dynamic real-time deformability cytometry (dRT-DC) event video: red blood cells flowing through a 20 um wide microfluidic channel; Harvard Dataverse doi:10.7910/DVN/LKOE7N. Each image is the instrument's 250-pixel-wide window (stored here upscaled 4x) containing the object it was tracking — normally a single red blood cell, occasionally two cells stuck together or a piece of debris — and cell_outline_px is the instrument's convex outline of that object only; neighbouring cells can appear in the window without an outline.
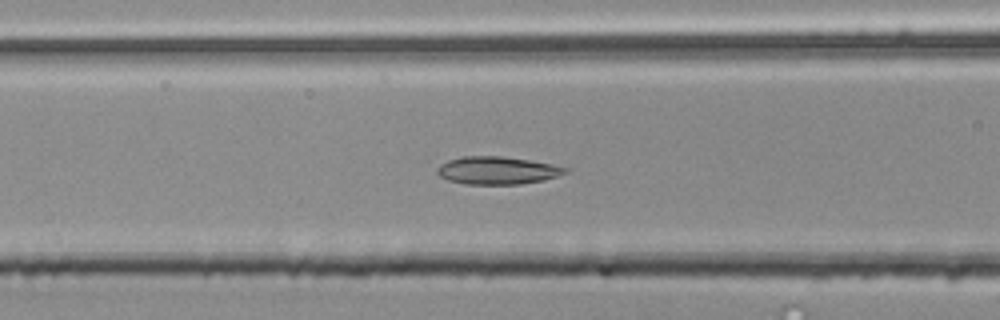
{"species": "common noctule bat (a hibernating species)", "species_latin": "Nyctalus noctula", "temperature_condition": "room temperature", "stored_images_in_passage": 44, "segment_of_instrument_passage": [1, 2], "camera_frame_rate_fps": 3000, "um_per_image_px": 0.085, "animal": {"sex": "male", "body_mass_g": 20.4}, "frame": {"image": 1, "passage_image": 10, "time_ms": 3.0, "image_size_px": [1000, 320], "cell_outline_px": [[568, 172], [544, 180], [520, 184], [464, 184], [448, 180], [440, 176], [436, 172], [436, 168], [440, 164], [448, 160], [464, 156], [500, 156], [528, 160], [552, 164], [568, 168]], "centroid_in_image_um": [42.24, 14.49], "position_along_channel_um": 124.4, "area_um2": 20.63}}
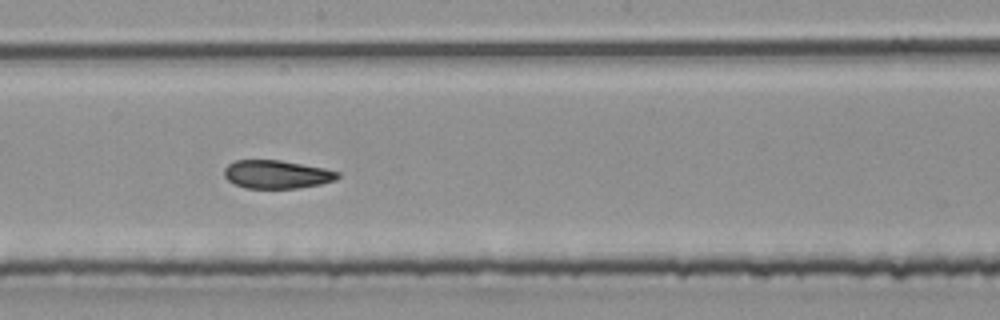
{"frame": {"image": 2, "passage_image": 18, "time_ms": 5.667, "image_size_px": [1000, 320], "cell_outline_px": [[340, 176], [336, 180], [320, 184], [296, 188], [244, 188], [228, 180], [224, 176], [224, 168], [228, 164], [236, 160], [280, 160], [324, 168], [340, 172]], "centroid_in_image_um": [23.52, 14.82], "position_along_channel_um": 224.7, "area_um2": 18.67}}
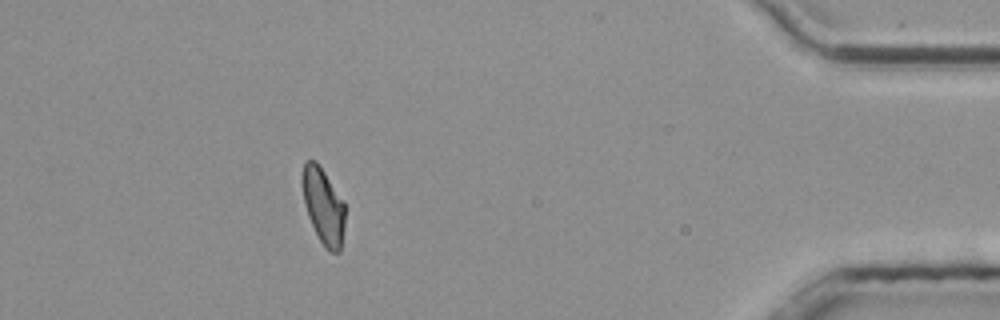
{"frame": {"image": 3, "passage_image": 37, "time_ms": 12.0, "image_size_px": [1000, 320], "cell_outline_px": [[344, 228], [340, 252], [328, 252], [324, 248], [308, 216], [304, 204], [300, 184], [300, 180], [304, 160], [316, 160], [344, 200]], "centroid_in_image_um": [27.46, 17.47], "position_along_channel_um": 407.7, "area_um2": 19.31}}